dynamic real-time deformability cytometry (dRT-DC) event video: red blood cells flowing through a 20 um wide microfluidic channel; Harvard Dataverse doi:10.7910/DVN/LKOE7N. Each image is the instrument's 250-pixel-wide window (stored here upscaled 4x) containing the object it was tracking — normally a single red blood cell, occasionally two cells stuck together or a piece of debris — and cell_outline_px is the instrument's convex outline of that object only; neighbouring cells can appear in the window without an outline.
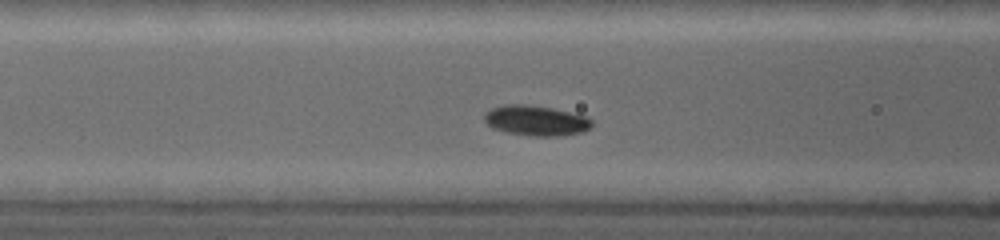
{"species": "common noctule bat (a hibernating species)", "species_latin": "Nyctalus noctula", "temperature_condition": "warm", "stored_images_in_passage": 22, "camera_frame_rate_fps": 5000, "um_per_image_px": 0.085, "animal": {"sex": "female", "body_mass_g": 19.0, "forearm_length_mm": 53.3}, "frame": {"image": 1, "passage_image": 3, "time_ms": 1.2, "image_size_px": [1000, 240], "cell_outline_px": [[592, 128], [584, 132], [552, 136], [536, 136], [508, 132], [492, 128], [484, 120], [484, 116], [492, 108], [504, 104], [524, 104], [552, 108], [584, 116], [592, 120]], "centroid_in_image_um": [45.57, 10.24], "position_along_channel_um": 121.0, "area_um2": 18.67}}
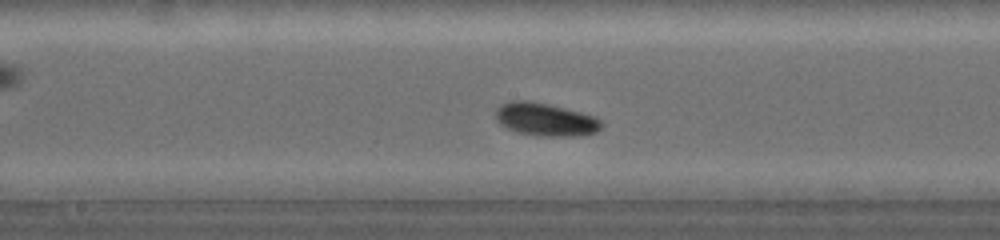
{"frame": {"image": 2, "passage_image": 7, "time_ms": 3.0, "image_size_px": [1000, 240], "cell_outline_px": [[604, 124], [596, 132], [580, 136], [536, 136], [520, 132], [508, 128], [500, 124], [496, 120], [496, 108], [500, 104], [512, 100], [528, 100], [548, 104], [596, 116]], "centroid_in_image_um": [46.37, 10.15], "position_along_channel_um": 201.8, "area_um2": 20.4}}
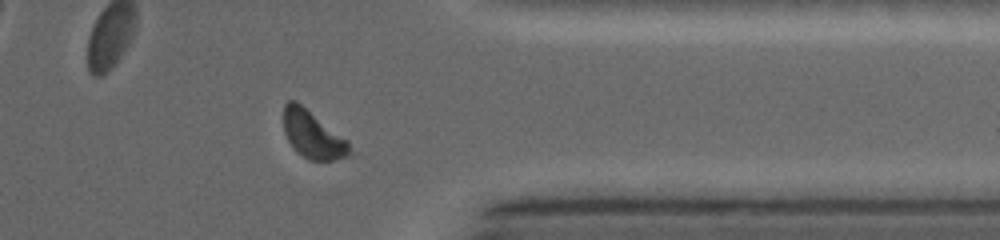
{"frame": {"image": 3, "passage_image": 17, "time_ms": 7.2, "image_size_px": [1000, 240], "cell_outline_px": [[352, 152], [348, 156], [332, 160], [308, 160], [296, 152], [288, 140], [284, 132], [284, 104], [288, 100], [296, 100], [348, 140]], "centroid_in_image_um": [26.58, 11.44], "position_along_channel_um": 384.8, "area_um2": 18.32}}